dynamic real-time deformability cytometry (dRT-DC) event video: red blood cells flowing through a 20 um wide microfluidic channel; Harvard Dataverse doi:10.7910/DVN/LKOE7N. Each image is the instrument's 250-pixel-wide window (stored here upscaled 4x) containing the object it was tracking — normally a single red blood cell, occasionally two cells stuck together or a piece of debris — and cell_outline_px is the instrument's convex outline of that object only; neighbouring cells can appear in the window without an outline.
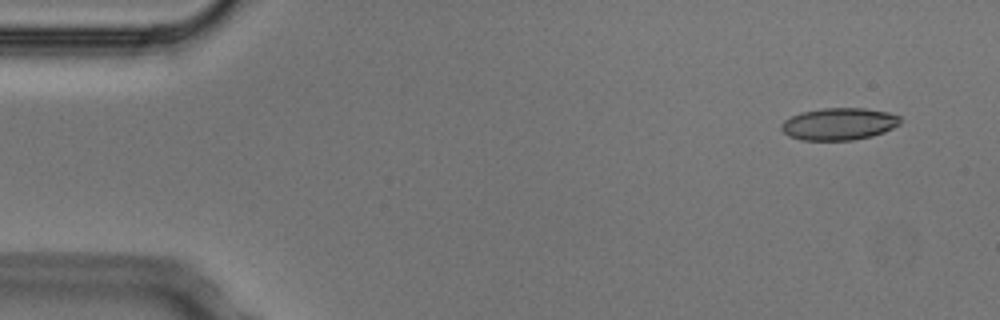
{"species": "Egyptian fruit bat (a non-hibernating species)", "species_latin": "Rousettus aegyptiacus", "temperature_condition": "cold", "stored_images_in_passage": 4, "camera_frame_rate_fps": 3000, "um_per_image_px": 0.085, "animal": {"sex": "male"}, "frame": {"image": 1, "passage_image": 1, "time_ms": 0.0, "image_size_px": [1000, 320], "cell_outline_px": [[900, 124], [884, 132], [872, 136], [852, 140], [800, 140], [788, 136], [780, 128], [780, 124], [784, 120], [800, 112], [824, 108], [864, 108], [888, 112], [900, 116]], "centroid_in_image_um": [71.29, 10.54], "position_along_channel_um": 13.7, "area_um2": 22.37}}